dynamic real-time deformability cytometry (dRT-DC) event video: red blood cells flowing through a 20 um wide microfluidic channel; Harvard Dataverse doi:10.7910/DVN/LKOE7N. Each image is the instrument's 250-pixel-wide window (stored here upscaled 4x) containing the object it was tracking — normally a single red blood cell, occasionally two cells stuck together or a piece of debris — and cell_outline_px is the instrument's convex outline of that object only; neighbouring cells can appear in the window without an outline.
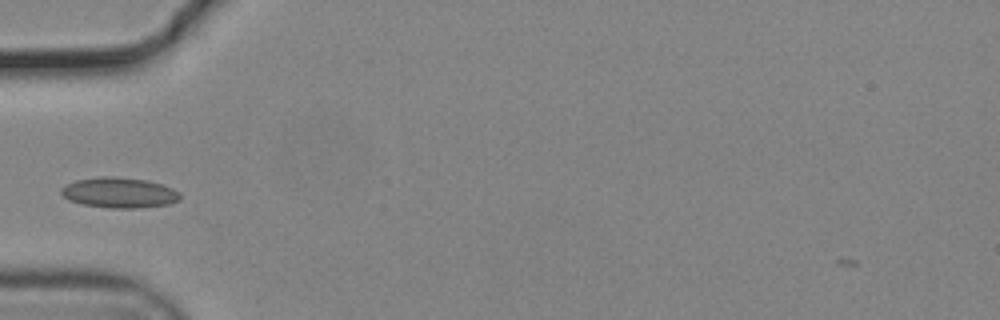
{"species": "common noctule bat (a hibernating species)", "species_latin": "Nyctalus noctula", "temperature_condition": "cold", "stored_images_in_passage": 39, "camera_frame_rate_fps": 3000, "um_per_image_px": 0.085, "animal": {"sex": "male", "body_mass_g": 19.2, "forearm_length_mm": 51.8}, "frame": {"image": 1, "passage_image": 2, "time_ms": 0.333, "image_size_px": [1000, 320], "cell_outline_px": [[180, 200], [168, 204], [136, 208], [112, 208], [84, 204], [68, 200], [60, 192], [60, 188], [64, 184], [76, 180], [104, 176], [116, 176], [148, 180], [172, 188], [180, 192]], "centroid_in_image_um": [10.12, 16.36], "position_along_channel_um": 74.9, "area_um2": 21.1}}
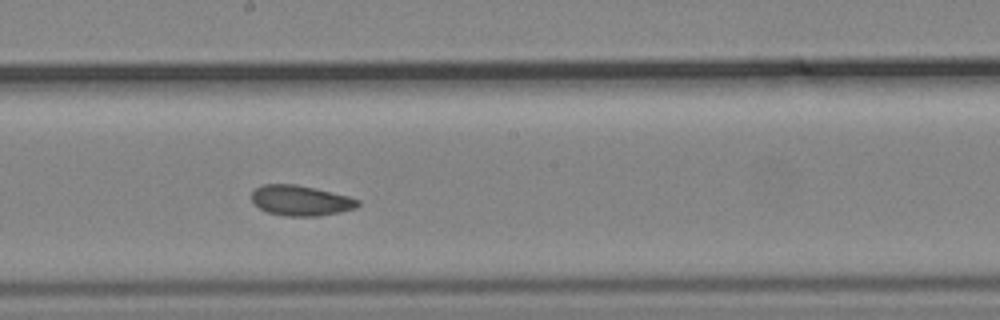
{"frame": {"image": 2, "passage_image": 14, "time_ms": 4.333, "image_size_px": [1000, 320], "cell_outline_px": [[360, 204], [356, 208], [340, 212], [320, 216], [284, 216], [268, 212], [260, 208], [252, 200], [252, 192], [256, 188], [264, 184], [296, 184], [348, 196], [360, 200]], "centroid_in_image_um": [25.58, 17.05], "position_along_channel_um": 222.6, "area_um2": 18.67}}
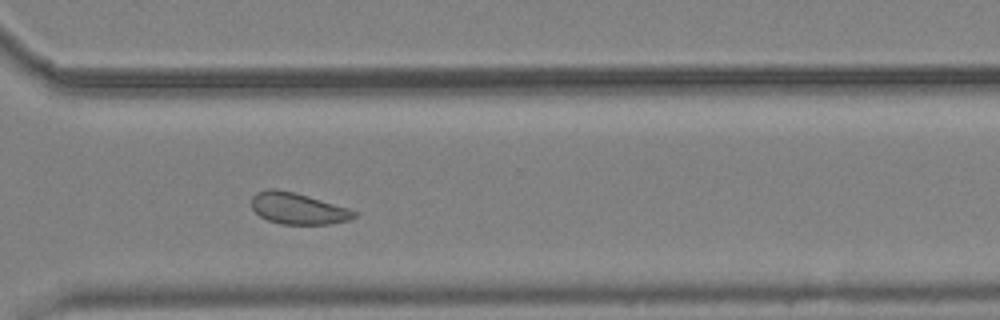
{"frame": {"image": 3, "passage_image": 24, "time_ms": 7.667, "image_size_px": [1000, 320], "cell_outline_px": [[360, 212], [352, 220], [328, 224], [280, 224], [268, 220], [260, 216], [252, 208], [252, 196], [256, 192], [268, 188], [276, 188], [308, 196], [348, 208]], "centroid_in_image_um": [25.34, 17.72], "position_along_channel_um": 345.3, "area_um2": 18.84}, "authors_computed_cell_mechanics": {"area_um2": 19.2474, "velocity_mm_per_s": 3.6906, "shape_relaxation_time_tau1_ms": null, "shape_relaxation_time_tau2_ms": 3.4922, "deformation_change_tau1": null, "deformation_change_tau2": 0.0833}}